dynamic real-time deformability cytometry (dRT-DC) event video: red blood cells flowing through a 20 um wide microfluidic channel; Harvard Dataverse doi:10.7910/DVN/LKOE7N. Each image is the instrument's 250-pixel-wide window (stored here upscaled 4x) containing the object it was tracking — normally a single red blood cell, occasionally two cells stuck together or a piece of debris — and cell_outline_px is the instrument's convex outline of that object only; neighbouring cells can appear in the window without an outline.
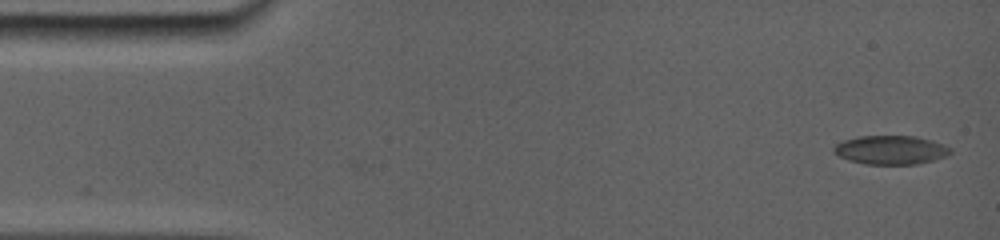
{"species": "common noctule bat (a hibernating species)", "species_latin": "Nyctalus noctula", "temperature_condition": "room temperature", "stored_images_in_passage": 64, "camera_frame_rate_fps": 5000, "um_per_image_px": 0.085, "animal": {"sex": "female", "body_mass_g": 19.0, "forearm_length_mm": 56.7}, "frame": {"image": 1, "passage_image": 1, "time_ms": 0.0, "image_size_px": [1000, 240], "cell_outline_px": [[948, 152], [928, 160], [912, 164], [872, 164], [852, 160], [836, 152], [836, 148], [840, 144], [848, 140], [864, 136], [912, 136], [936, 144]], "centroid_in_image_um": [75.61, 12.74], "position_along_channel_um": 9.4, "area_um2": 17.46}}
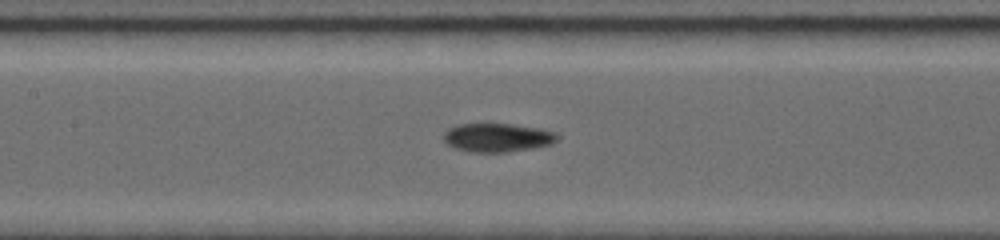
{"frame": {"image": 2, "passage_image": 27, "time_ms": 7.0, "image_size_px": [1000, 240], "cell_outline_px": [[556, 140], [548, 144], [504, 152], [472, 152], [456, 148], [448, 144], [444, 140], [444, 136], [452, 128], [460, 124], [508, 124], [532, 128], [552, 132], [556, 136]], "centroid_in_image_um": [42.2, 11.7], "position_along_channel_um": 165.2, "area_um2": 17.86}}
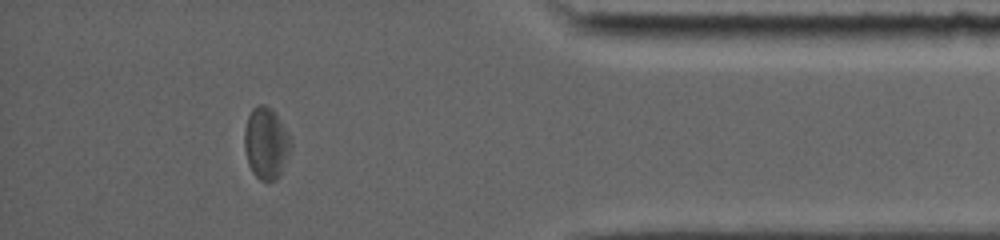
{"frame": {"image": 3, "passage_image": 53, "time_ms": 14.0, "image_size_px": [1000, 240], "cell_outline_px": [[292, 148], [280, 176], [276, 180], [260, 180], [252, 172], [248, 164], [244, 148], [244, 128], [248, 116], [252, 108], [256, 104], [264, 104], [272, 108], [276, 112], [288, 132], [292, 144]], "centroid_in_image_um": [22.62, 12.15], "position_along_channel_um": 412.6, "area_um2": 19.83}, "authors_computed_cell_mechanics": {"area_um2": 18.5538, "velocity_mm_per_s": 3.8401, "shape_relaxation_time_tau1_ms": 5.3719, "shape_relaxation_time_tau2_ms": 2.2569, "deformation_change_tau1": 0.1187, "deformation_change_tau2": 0.081}}